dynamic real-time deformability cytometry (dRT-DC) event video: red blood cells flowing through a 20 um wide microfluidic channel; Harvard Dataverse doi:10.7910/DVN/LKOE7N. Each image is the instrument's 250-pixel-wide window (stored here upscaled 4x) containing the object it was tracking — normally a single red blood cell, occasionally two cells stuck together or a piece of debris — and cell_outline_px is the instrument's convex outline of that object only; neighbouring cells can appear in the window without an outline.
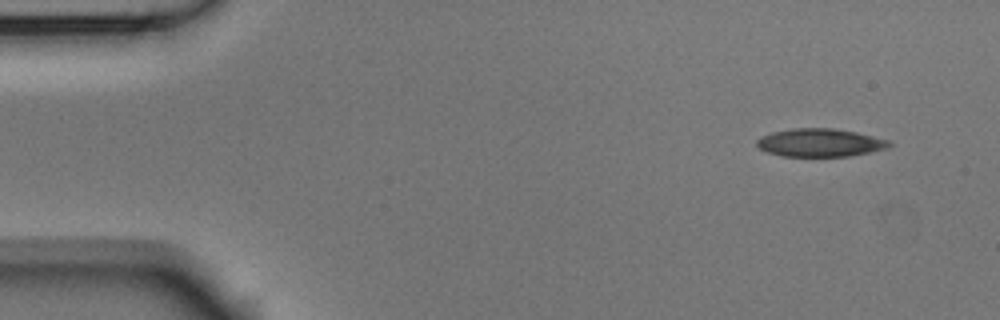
{"species": "Egyptian fruit bat (a non-hibernating species)", "species_latin": "Rousettus aegyptiacus", "temperature_condition": "room temperature", "stored_images_in_passage": 4, "camera_frame_rate_fps": 3000, "um_per_image_px": 0.085, "animal": {"sex": "male"}, "frame": {"image": 1, "passage_image": 1, "time_ms": 0.0, "image_size_px": [1000, 320], "cell_outline_px": [[892, 144], [888, 148], [872, 152], [848, 156], [780, 156], [768, 152], [760, 148], [756, 144], [756, 140], [760, 136], [772, 132], [792, 128], [832, 128], [856, 132], [888, 140]], "centroid_in_image_um": [69.69, 12.12], "position_along_channel_um": 15.3, "area_um2": 21.68}}
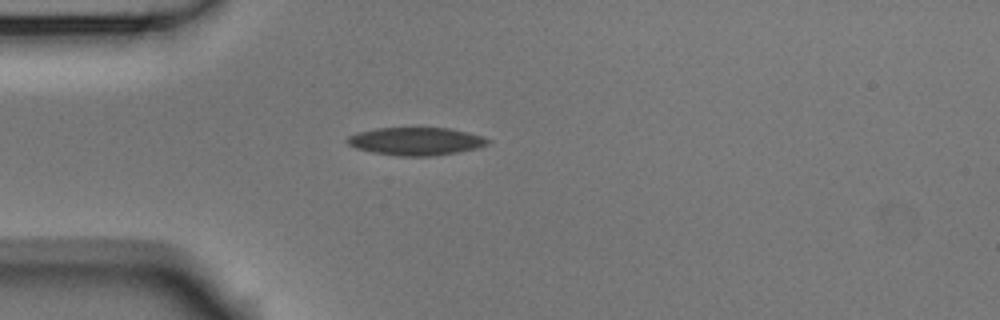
{"frame": {"image": 2, "passage_image": 4, "time_ms": 1.0, "image_size_px": [1000, 320], "cell_outline_px": [[492, 140], [488, 144], [476, 148], [456, 152], [432, 156], [400, 156], [372, 152], [356, 148], [348, 144], [344, 140], [348, 136], [356, 132], [376, 128], [452, 128], [484, 136]], "centroid_in_image_um": [35.35, 12.0], "position_along_channel_um": 49.7, "area_um2": 22.95}}